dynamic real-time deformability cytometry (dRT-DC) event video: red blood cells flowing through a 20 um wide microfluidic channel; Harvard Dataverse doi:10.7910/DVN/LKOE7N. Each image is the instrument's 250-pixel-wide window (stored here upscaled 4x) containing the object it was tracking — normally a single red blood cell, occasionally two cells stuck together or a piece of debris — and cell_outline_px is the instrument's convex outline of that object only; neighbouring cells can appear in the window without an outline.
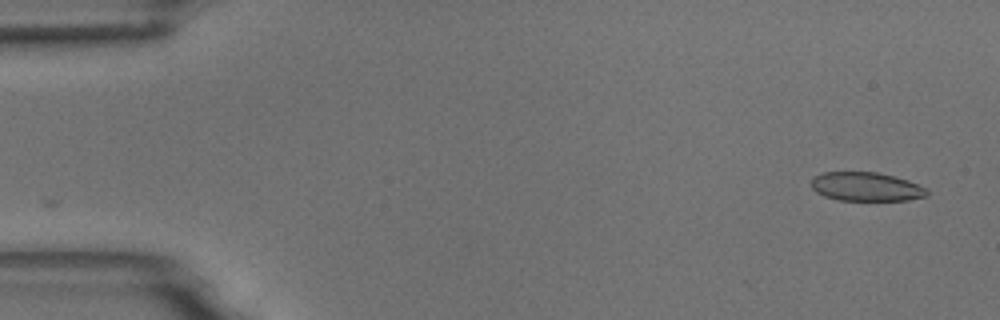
{"species": "common noctule bat (a hibernating species)", "species_latin": "Nyctalus noctula", "temperature_condition": "room temperature", "stored_images_in_passage": 2, "camera_frame_rate_fps": 3000, "um_per_image_px": 0.085, "animal": {"sex": "male", "body_mass_g": 18.8}, "frame": {"image": 1, "passage_image": 2, "time_ms": 1.333, "image_size_px": [1000, 320], "cell_outline_px": [[928, 196], [908, 200], [840, 200], [824, 196], [816, 192], [812, 188], [812, 176], [824, 172], [876, 172], [908, 180], [924, 188], [928, 192]], "centroid_in_image_um": [73.59, 15.87], "position_along_channel_um": 11.4, "area_um2": 19.31}}